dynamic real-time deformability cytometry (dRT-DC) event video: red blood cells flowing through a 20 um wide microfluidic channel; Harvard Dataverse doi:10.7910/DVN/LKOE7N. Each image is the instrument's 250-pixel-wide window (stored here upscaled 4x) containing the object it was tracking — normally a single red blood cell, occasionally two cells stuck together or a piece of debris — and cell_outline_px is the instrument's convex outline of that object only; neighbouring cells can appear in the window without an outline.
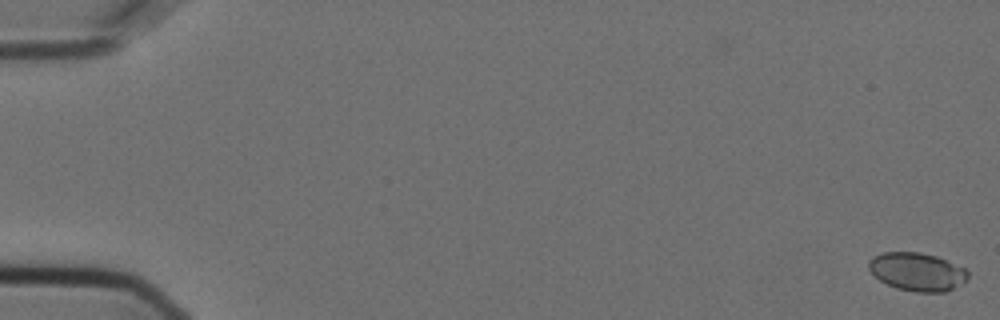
{"species": "Egyptian fruit bat (a non-hibernating species)", "species_latin": "Rousettus aegyptiacus", "temperature_condition": "cold", "stored_images_in_passage": 57, "camera_frame_rate_fps": 3000, "um_per_image_px": 0.085, "animal": {"sex": "female"}, "frame": {"image": 1, "passage_image": 1, "time_ms": 0.0, "image_size_px": [1000, 320], "cell_outline_px": [[968, 276], [960, 284], [944, 292], [916, 292], [896, 288], [880, 280], [868, 268], [868, 260], [872, 256], [884, 252], [920, 252], [936, 256], [964, 268], [968, 272]], "centroid_in_image_um": [77.92, 23.09], "position_along_channel_um": 7.1, "area_um2": 21.85}}
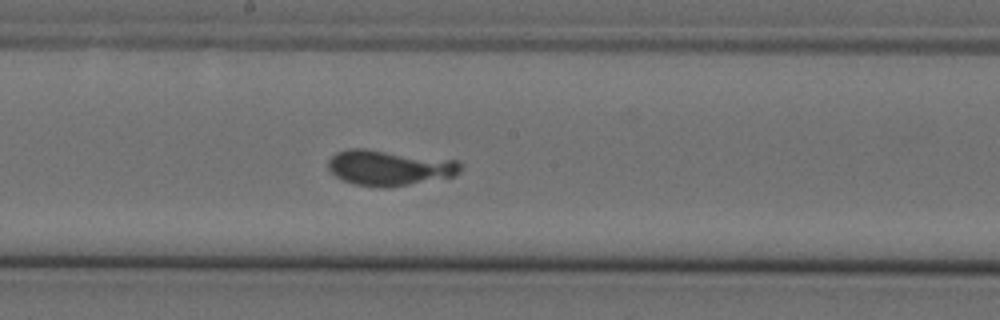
{"frame": {"image": 2, "passage_image": 32, "time_ms": 10.333, "image_size_px": [1000, 320], "cell_outline_px": [[464, 164], [460, 172], [452, 176], [388, 188], [380, 188], [352, 184], [336, 176], [328, 168], [328, 160], [336, 152], [348, 148], [364, 148], [460, 160]], "centroid_in_image_um": [33.11, 14.25], "position_along_channel_um": 215.1, "area_um2": 27.69}}
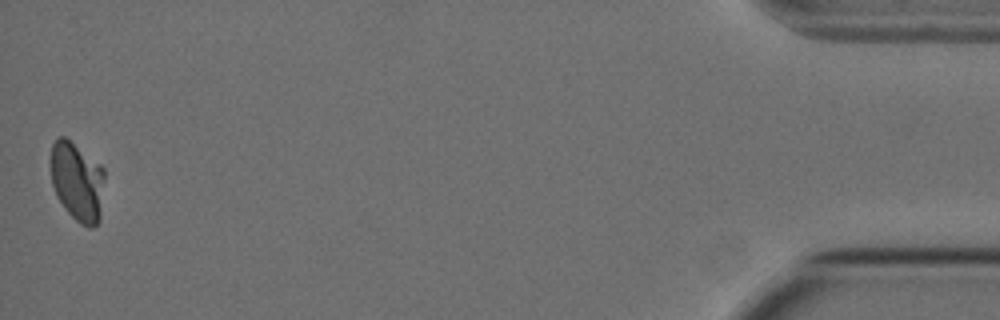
{"frame": {"image": 3, "passage_image": 57, "time_ms": 18.667, "image_size_px": [1000, 320], "cell_outline_px": [[104, 176], [100, 220], [92, 228], [88, 228], [80, 224], [64, 208], [56, 196], [52, 184], [52, 144], [60, 136], [64, 136], [100, 164], [104, 168]], "centroid_in_image_um": [6.58, 15.46], "position_along_channel_um": 428.6, "area_um2": 24.62}}